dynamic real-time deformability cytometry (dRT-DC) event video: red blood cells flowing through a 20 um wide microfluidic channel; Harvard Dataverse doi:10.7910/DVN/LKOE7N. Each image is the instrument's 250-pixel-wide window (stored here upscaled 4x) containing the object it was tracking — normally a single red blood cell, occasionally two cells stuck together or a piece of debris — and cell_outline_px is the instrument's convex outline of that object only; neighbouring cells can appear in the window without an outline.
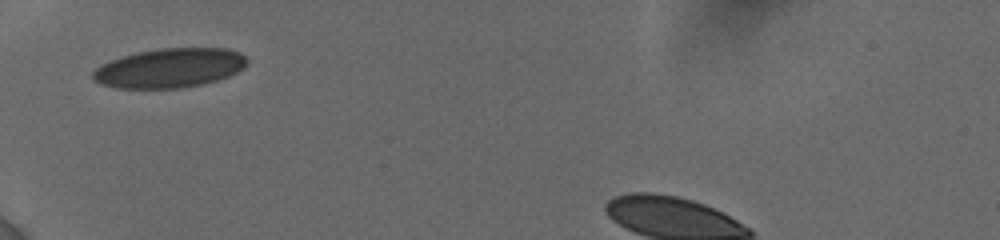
{"species": "human", "species_latin": "Homo sapiens", "temperature_condition": "cold", "stored_images_in_passage": 2, "camera_frame_rate_fps": 3000, "um_per_image_px": 0.085, "donor": {"sex": "female"}, "frame": {"image": 1, "passage_image": 1, "time_ms": 0.0, "image_size_px": [1000, 240], "cell_outline_px": [[248, 60], [244, 68], [228, 76], [204, 84], [180, 88], [116, 88], [100, 84], [92, 76], [92, 72], [100, 64], [120, 56], [136, 52], [160, 48], [228, 48], [240, 52]], "centroid_in_image_um": [14.41, 5.77], "position_along_channel_um": 70.6, "area_um2": 35.55}}